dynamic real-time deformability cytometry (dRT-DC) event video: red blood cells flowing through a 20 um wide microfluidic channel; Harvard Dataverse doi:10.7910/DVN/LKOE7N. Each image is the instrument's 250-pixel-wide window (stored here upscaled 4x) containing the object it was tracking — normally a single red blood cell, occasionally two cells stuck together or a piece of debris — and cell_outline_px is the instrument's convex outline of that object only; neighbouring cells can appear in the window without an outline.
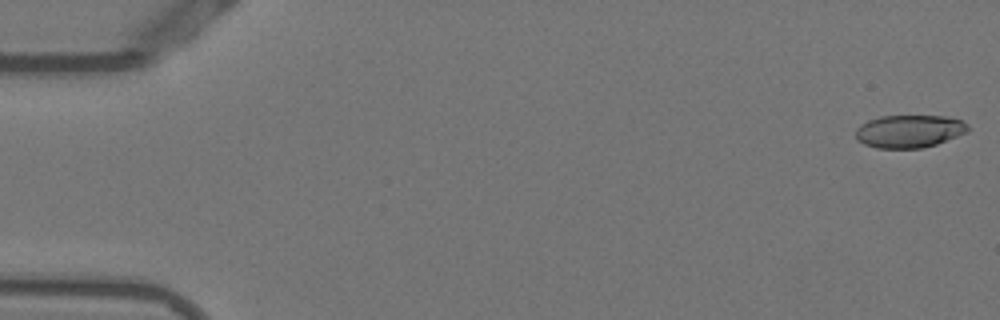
{"species": "Egyptian fruit bat (a non-hibernating species)", "species_latin": "Rousettus aegyptiacus", "temperature_condition": "warm", "stored_images_in_passage": 53, "camera_frame_rate_fps": 3000, "um_per_image_px": 0.085, "animal": {"sex": "female"}, "frame": {"image": 1, "passage_image": 1, "time_ms": 0.0, "image_size_px": [1000, 320], "cell_outline_px": [[968, 132], [936, 144], [920, 148], [876, 148], [864, 144], [856, 140], [856, 128], [860, 124], [868, 120], [880, 116], [944, 116], [960, 120], [968, 124]], "centroid_in_image_um": [77.25, 11.15], "position_along_channel_um": 7.7, "area_um2": 21.44}}
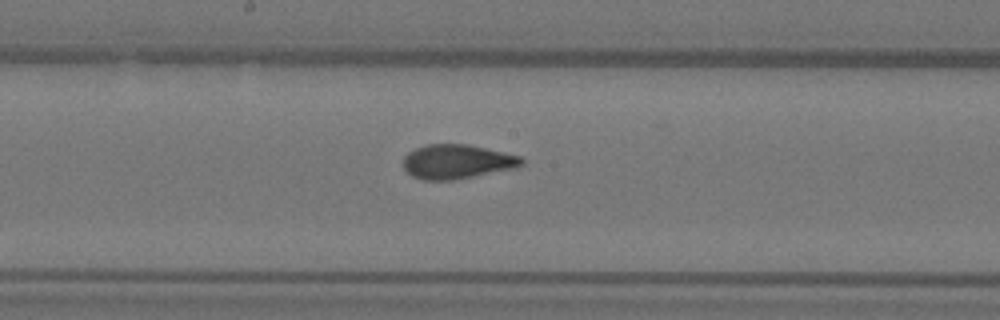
{"frame": {"image": 2, "passage_image": 28, "time_ms": 9.0, "image_size_px": [1000, 320], "cell_outline_px": [[524, 164], [516, 168], [452, 180], [424, 180], [412, 176], [404, 168], [404, 156], [408, 152], [416, 148], [428, 144], [464, 144], [484, 148], [520, 156], [524, 160]], "centroid_in_image_um": [38.84, 13.74], "position_along_channel_um": 209.4, "area_um2": 23.41}}
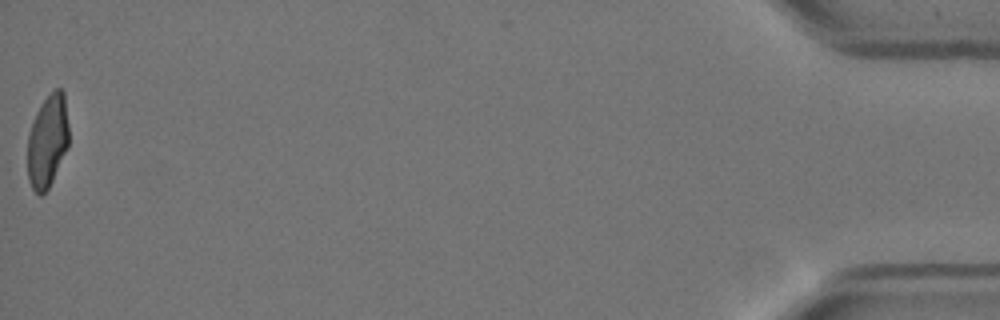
{"frame": {"image": 3, "passage_image": 53, "time_ms": 17.333, "image_size_px": [1000, 320], "cell_outline_px": [[68, 148], [48, 188], [40, 196], [32, 188], [28, 180], [28, 132], [36, 112], [44, 100], [56, 88], [60, 88], [64, 92], [68, 124]], "centroid_in_image_um": [4.04, 11.99], "position_along_channel_um": 431.2, "area_um2": 22.2}, "authors_computed_cell_mechanics": {"area_um2": 23.2934, "velocity_mm_per_s": 3.8454, "shape_relaxation_time_tau1_ms": 9.2546, "shape_relaxation_time_tau2_ms": 0.9412, "deformation_change_tau1": 0.2614, "deformation_change_tau2": 0.0715}}